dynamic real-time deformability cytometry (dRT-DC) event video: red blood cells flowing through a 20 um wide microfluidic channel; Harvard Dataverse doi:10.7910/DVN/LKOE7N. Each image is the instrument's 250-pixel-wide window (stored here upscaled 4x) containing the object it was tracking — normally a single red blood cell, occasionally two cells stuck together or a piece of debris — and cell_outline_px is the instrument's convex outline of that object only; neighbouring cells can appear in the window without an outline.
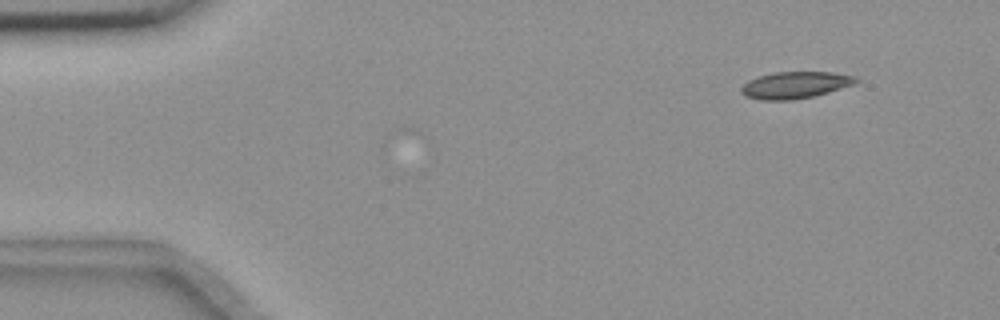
{"species": "common noctule bat (a hibernating species)", "species_latin": "Nyctalus noctula", "temperature_condition": "room temperature", "stored_images_in_passage": 9, "camera_frame_rate_fps": 3000, "um_per_image_px": 0.085, "animal": {"sex": "female", "body_mass_g": 18.4}, "frame": {"image": 1, "passage_image": 6, "time_ms": 1.667, "image_size_px": [1000, 320], "cell_outline_px": [[860, 80], [856, 84], [828, 92], [812, 96], [792, 100], [760, 100], [744, 96], [740, 92], [740, 88], [748, 80], [760, 76], [776, 72], [832, 72], [856, 76]], "centroid_in_image_um": [67.6, 7.23], "position_along_channel_um": 17.4, "area_um2": 17.98}}